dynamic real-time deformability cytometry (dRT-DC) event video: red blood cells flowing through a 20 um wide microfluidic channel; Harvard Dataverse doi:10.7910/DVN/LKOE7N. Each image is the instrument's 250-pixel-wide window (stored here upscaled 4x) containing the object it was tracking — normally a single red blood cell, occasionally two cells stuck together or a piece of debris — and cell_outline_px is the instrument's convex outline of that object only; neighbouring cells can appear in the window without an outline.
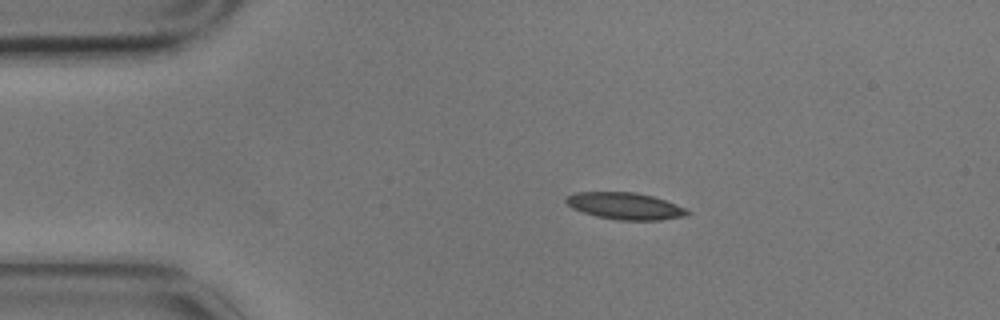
{"species": "common noctule bat (a hibernating species)", "species_latin": "Nyctalus noctula", "temperature_condition": "cold", "stored_images_in_passage": 2, "camera_frame_rate_fps": 3000, "um_per_image_px": 0.085, "animal": {"sex": "male", "body_mass_g": 17.9}, "frame": {"image": 1, "passage_image": 1, "time_ms": 0.0, "image_size_px": [1000, 320], "cell_outline_px": [[692, 212], [688, 216], [660, 220], [620, 220], [596, 216], [572, 208], [564, 200], [564, 196], [576, 192], [636, 192], [652, 196], [676, 204]], "centroid_in_image_um": [53.14, 17.51], "position_along_channel_um": 31.9, "area_um2": 19.02}}